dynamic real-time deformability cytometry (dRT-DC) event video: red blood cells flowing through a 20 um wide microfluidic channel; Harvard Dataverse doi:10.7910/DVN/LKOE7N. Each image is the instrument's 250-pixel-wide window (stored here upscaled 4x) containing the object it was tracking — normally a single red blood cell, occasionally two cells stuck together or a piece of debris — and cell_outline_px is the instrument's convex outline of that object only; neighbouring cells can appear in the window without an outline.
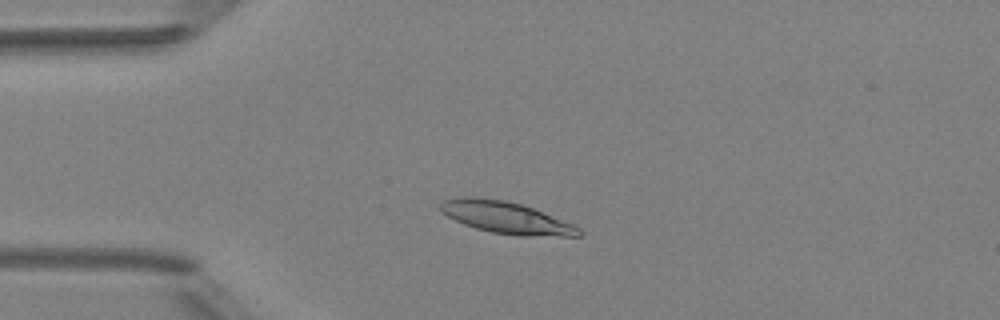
{"species": "Egyptian fruit bat (a non-hibernating species)", "species_latin": "Rousettus aegyptiacus", "temperature_condition": "room temperature", "stored_images_in_passage": 6, "camera_frame_rate_fps": 3000, "um_per_image_px": 0.085, "animal": {"sex": "female"}, "frame": {"image": 1, "passage_image": 3, "time_ms": 2.333, "image_size_px": [1000, 320], "cell_outline_px": [[584, 232], [580, 236], [520, 236], [492, 232], [476, 228], [464, 224], [440, 212], [440, 204], [444, 200], [456, 196], [476, 196], [504, 200], [520, 204], [532, 208], [572, 224], [580, 228]], "centroid_in_image_um": [42.99, 18.49], "position_along_channel_um": 42.0, "area_um2": 25.66}}
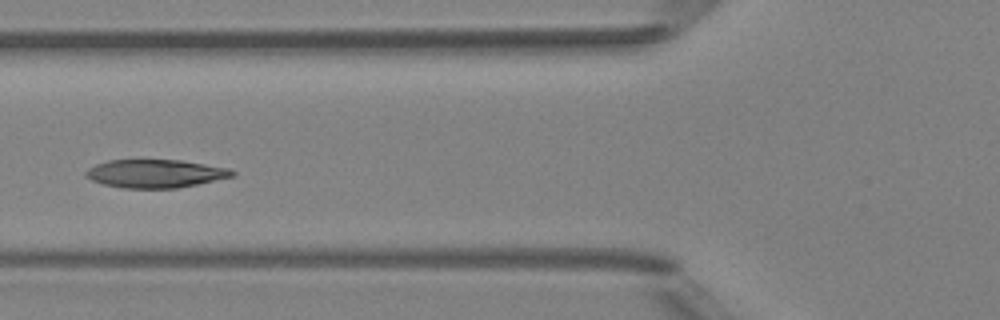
{"frame": {"image": 2, "passage_image": 5, "time_ms": 4.667, "image_size_px": [1000, 320], "cell_outline_px": [[236, 176], [176, 188], [124, 188], [104, 184], [92, 180], [84, 176], [84, 172], [88, 168], [96, 164], [108, 160], [180, 160], [228, 168], [236, 172]], "centroid_in_image_um": [13.19, 14.75], "position_along_channel_um": 112.6, "area_um2": 23.99}}
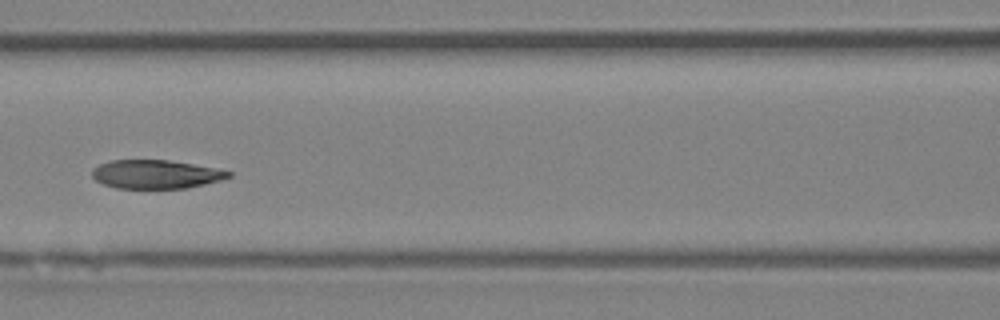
{"frame": {"image": 3, "passage_image": 6, "time_ms": 5.667, "image_size_px": [1000, 320], "cell_outline_px": [[232, 176], [220, 180], [188, 188], [116, 188], [104, 184], [96, 180], [92, 176], [92, 168], [100, 164], [112, 160], [168, 160], [216, 168], [232, 172]], "centroid_in_image_um": [13.24, 14.81], "position_along_channel_um": 153.4, "area_um2": 22.66}}